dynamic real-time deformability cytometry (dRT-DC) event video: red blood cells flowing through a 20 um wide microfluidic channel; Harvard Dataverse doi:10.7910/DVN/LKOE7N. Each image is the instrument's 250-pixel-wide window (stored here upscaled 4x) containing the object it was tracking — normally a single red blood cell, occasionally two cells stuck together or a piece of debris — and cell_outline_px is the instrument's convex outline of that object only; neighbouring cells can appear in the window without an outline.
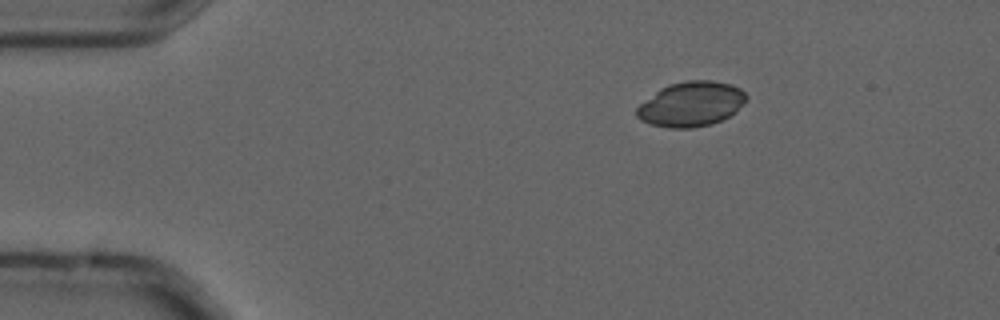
{"species": "common noctule bat (a hibernating species)", "species_latin": "Nyctalus noctula", "temperature_condition": "cold", "stored_images_in_passage": 3, "camera_frame_rate_fps": 3000, "um_per_image_px": 0.085, "animal": {"sex": "male", "forearm_length_mm": 52.5}, "frame": {"image": 1, "passage_image": 1, "time_ms": 0.0, "image_size_px": [1000, 320], "cell_outline_px": [[748, 100], [736, 112], [712, 124], [692, 128], [668, 128], [648, 124], [640, 120], [636, 116], [636, 108], [640, 104], [660, 88], [668, 84], [688, 80], [712, 80], [732, 84], [740, 88], [748, 96]], "centroid_in_image_um": [58.76, 8.84], "position_along_channel_um": 26.2, "area_um2": 28.96}}